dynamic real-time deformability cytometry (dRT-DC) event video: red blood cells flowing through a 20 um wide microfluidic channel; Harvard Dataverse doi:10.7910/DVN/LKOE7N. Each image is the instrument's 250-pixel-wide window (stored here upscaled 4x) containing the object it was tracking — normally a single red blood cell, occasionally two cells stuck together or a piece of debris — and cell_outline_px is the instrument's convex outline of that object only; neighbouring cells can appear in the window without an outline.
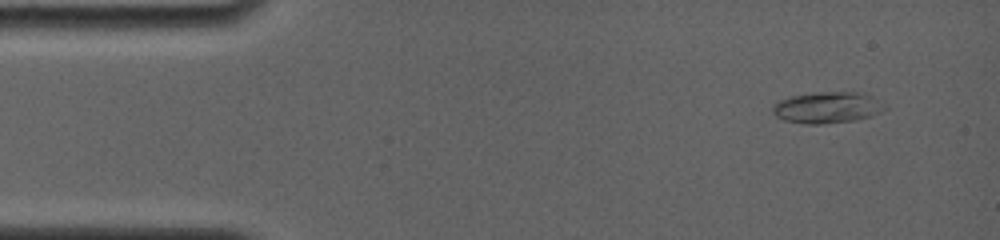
{"species": "common noctule bat (a hibernating species)", "species_latin": "Nyctalus noctula", "temperature_condition": "room temperature", "stored_images_in_passage": 11, "camera_frame_rate_fps": 4000, "um_per_image_px": 0.085, "animal": {"sex": "female", "body_mass_g": 19.0, "forearm_length_mm": 56.7}, "frame": {"image": 1, "passage_image": 2, "time_ms": 0.75, "image_size_px": [1000, 240], "cell_outline_px": [[880, 112], [872, 116], [852, 120], [820, 124], [804, 124], [784, 120], [776, 116], [772, 108], [780, 100], [792, 96], [812, 92], [864, 92], [868, 96]], "centroid_in_image_um": [70.15, 9.14], "position_along_channel_um": 14.8, "area_um2": 19.48}}
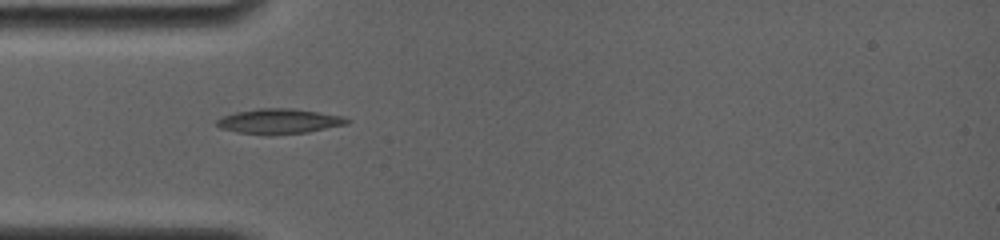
{"frame": {"image": 2, "passage_image": 7, "time_ms": 4.25, "image_size_px": [1000, 240], "cell_outline_px": [[352, 120], [348, 124], [308, 132], [240, 132], [220, 128], [216, 124], [216, 120], [224, 116], [236, 112], [260, 108], [292, 108], [340, 116]], "centroid_in_image_um": [23.76, 10.27], "position_along_channel_um": 61.2, "area_um2": 17.98}}
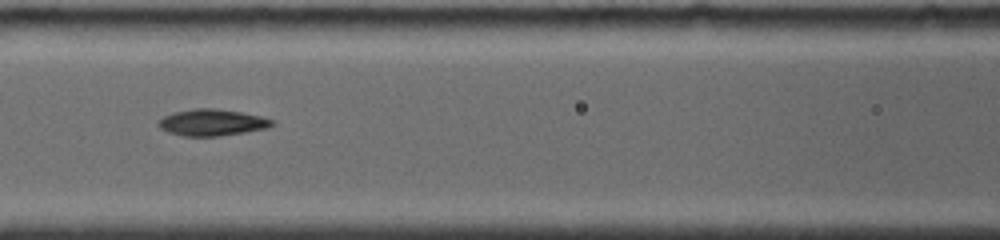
{"frame": {"image": 3, "passage_image": 10, "time_ms": 6.5, "image_size_px": [1000, 240], "cell_outline_px": [[276, 124], [268, 128], [220, 136], [184, 136], [168, 132], [160, 128], [156, 124], [164, 116], [176, 112], [196, 108], [212, 108], [240, 112], [260, 116], [272, 120]], "centroid_in_image_um": [18.03, 10.42], "position_along_channel_um": 148.6, "area_um2": 17.4}}